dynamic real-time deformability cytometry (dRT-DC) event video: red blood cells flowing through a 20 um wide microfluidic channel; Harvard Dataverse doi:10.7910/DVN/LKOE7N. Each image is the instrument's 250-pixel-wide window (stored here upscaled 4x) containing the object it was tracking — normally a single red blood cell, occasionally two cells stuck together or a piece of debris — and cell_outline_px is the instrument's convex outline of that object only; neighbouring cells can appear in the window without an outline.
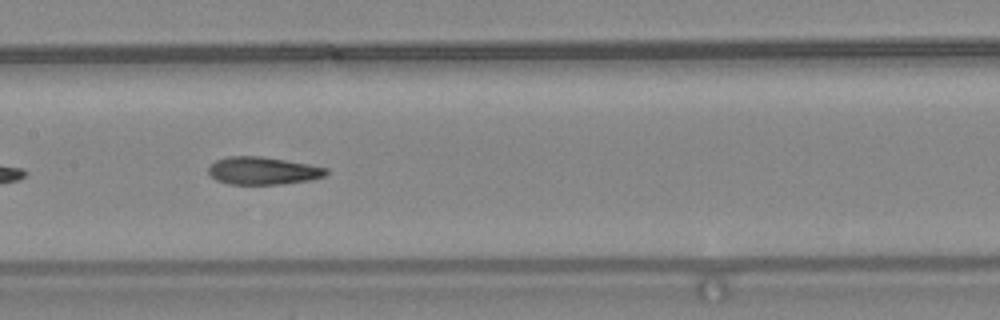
{"species": "common noctule bat (a hibernating species)", "species_latin": "Nyctalus noctula", "temperature_condition": "warm", "stored_images_in_passage": 37, "camera_frame_rate_fps": 3000, "um_per_image_px": 0.085, "animal": {"sex": "female", "body_mass_g": 24.6, "forearm_length_mm": 56.2}, "frame": {"image": 1, "passage_image": 11, "time_ms": 3.333, "image_size_px": [1000, 320], "cell_outline_px": [[328, 172], [324, 176], [308, 180], [280, 184], [228, 184], [216, 180], [208, 172], [208, 168], [216, 160], [228, 156], [260, 156], [308, 164], [328, 168]], "centroid_in_image_um": [22.32, 14.51], "position_along_channel_um": 185.1, "area_um2": 18.79}, "authors_computed_cell_mechanics": {"area_um2": 19.3052, "velocity_mm_per_s": 4.0358, "shape_relaxation_time_tau1_ms": 8.5414, "shape_relaxation_time_tau2_ms": 3.2449, "deformation_change_tau1": 0.252, "deformation_change_tau2": 0.1296}}